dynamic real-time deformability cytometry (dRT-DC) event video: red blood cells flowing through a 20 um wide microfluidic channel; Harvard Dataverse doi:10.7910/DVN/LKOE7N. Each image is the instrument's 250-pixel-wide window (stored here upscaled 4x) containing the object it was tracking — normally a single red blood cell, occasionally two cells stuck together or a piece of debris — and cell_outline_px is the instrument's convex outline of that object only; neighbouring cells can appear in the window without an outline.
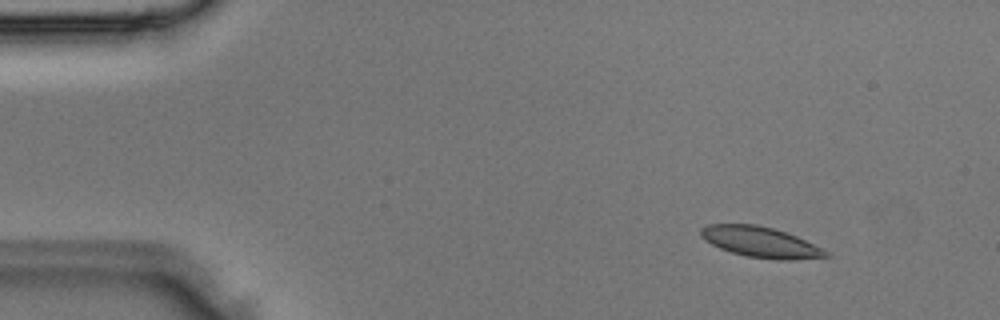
{"species": "Egyptian fruit bat (a non-hibernating species)", "species_latin": "Rousettus aegyptiacus", "temperature_condition": "room temperature", "stored_images_in_passage": 3, "camera_frame_rate_fps": 3000, "um_per_image_px": 0.085, "animal": {"sex": "male"}, "frame": {"image": 1, "passage_image": 3, "time_ms": 0.667, "image_size_px": [1000, 320], "cell_outline_px": [[832, 256], [792, 260], [776, 260], [748, 256], [732, 252], [720, 248], [704, 240], [700, 236], [700, 228], [708, 224], [756, 224], [772, 228], [796, 236], [828, 252]], "centroid_in_image_um": [64.61, 20.58], "position_along_channel_um": 20.4, "area_um2": 22.08}}